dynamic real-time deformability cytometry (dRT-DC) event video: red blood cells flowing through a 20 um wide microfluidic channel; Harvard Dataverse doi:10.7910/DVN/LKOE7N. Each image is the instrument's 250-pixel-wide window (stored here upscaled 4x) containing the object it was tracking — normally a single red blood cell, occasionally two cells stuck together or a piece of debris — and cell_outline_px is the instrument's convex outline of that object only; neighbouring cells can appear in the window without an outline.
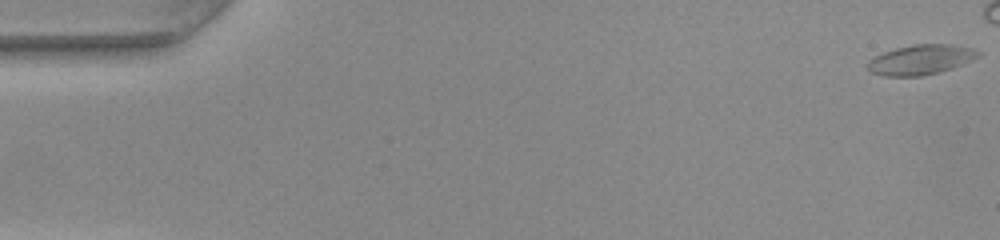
{"species": "common noctule bat (a hibernating species)", "species_latin": "Nyctalus noctula", "temperature_condition": "warm", "stored_images_in_passage": 42, "camera_frame_rate_fps": 3000, "um_per_image_px": 0.085, "animal": {"sex": "female", "body_mass_g": 22.0, "forearm_length_mm": 56.7}, "frame": {"image": 1, "passage_image": 1, "time_ms": 0.0, "image_size_px": [1000, 240], "cell_outline_px": [[980, 56], [952, 68], [940, 72], [920, 76], [884, 76], [872, 72], [868, 68], [868, 60], [884, 52], [896, 48], [912, 44], [948, 44], [972, 48], [980, 52]], "centroid_in_image_um": [78.26, 5.07], "position_along_channel_um": 6.7, "area_um2": 19.07}}
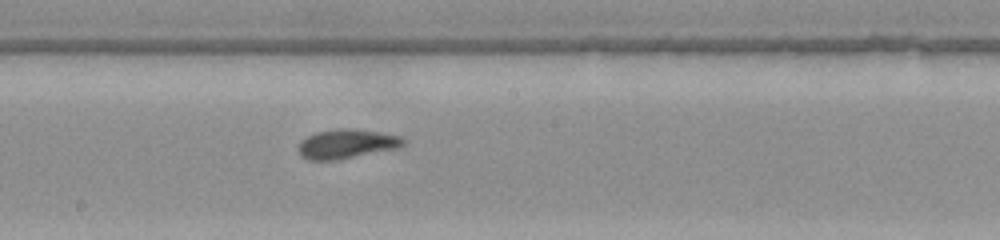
{"frame": {"image": 2, "passage_image": 28, "time_ms": 9.0, "image_size_px": [1000, 240], "cell_outline_px": [[408, 140], [400, 148], [340, 160], [308, 160], [300, 156], [296, 148], [300, 140], [316, 132], [344, 128], [356, 128], [380, 132], [400, 136]], "centroid_in_image_um": [29.48, 12.24], "position_along_channel_um": 218.7, "area_um2": 18.44}}
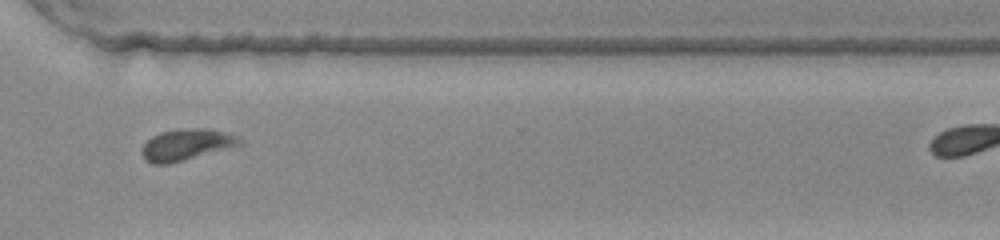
{"frame": {"image": 3, "passage_image": 38, "time_ms": 12.333, "image_size_px": [1000, 240], "cell_outline_px": [[244, 144], [184, 160], [168, 164], [152, 164], [144, 160], [140, 152], [140, 148], [152, 136], [160, 132], [184, 128], [196, 128], [224, 132], [240, 136], [244, 140]], "centroid_in_image_um": [15.83, 12.31], "position_along_channel_um": 354.8, "area_um2": 17.98}}